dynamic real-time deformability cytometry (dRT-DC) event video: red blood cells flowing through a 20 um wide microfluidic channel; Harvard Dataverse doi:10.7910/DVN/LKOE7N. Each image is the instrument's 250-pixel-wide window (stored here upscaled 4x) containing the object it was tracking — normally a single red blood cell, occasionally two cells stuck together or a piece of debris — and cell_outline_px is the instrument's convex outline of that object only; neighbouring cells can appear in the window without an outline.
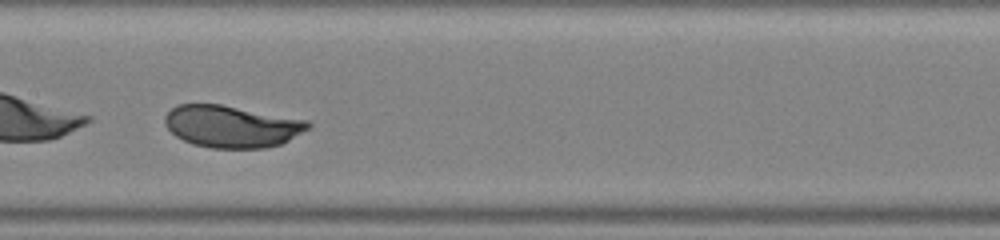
{"species": "human", "species_latin": "Homo sapiens", "temperature_condition": "warm", "stored_images_in_passage": 31, "camera_frame_rate_fps": 3000, "um_per_image_px": 0.085, "donor": {"sex": "male"}, "frame": {"image": 1, "passage_image": 15, "time_ms": 4.667, "image_size_px": [1000, 240], "cell_outline_px": [[312, 124], [308, 128], [288, 140], [280, 144], [264, 148], [212, 148], [192, 144], [176, 136], [164, 124], [164, 116], [176, 104], [220, 104], [308, 120]], "centroid_in_image_um": [19.66, 10.74], "position_along_channel_um": 187.7, "area_um2": 34.91}}
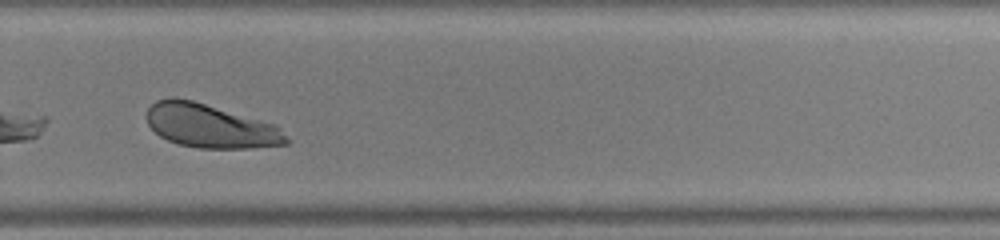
{"frame": {"image": 2, "passage_image": 23, "time_ms": 7.333, "image_size_px": [1000, 240], "cell_outline_px": [[288, 144], [248, 148], [200, 148], [180, 144], [168, 140], [160, 136], [148, 124], [148, 108], [156, 100], [192, 100], [272, 124], [280, 128], [288, 140]], "centroid_in_image_um": [17.89, 10.74], "position_along_channel_um": 311.9, "area_um2": 34.39}}
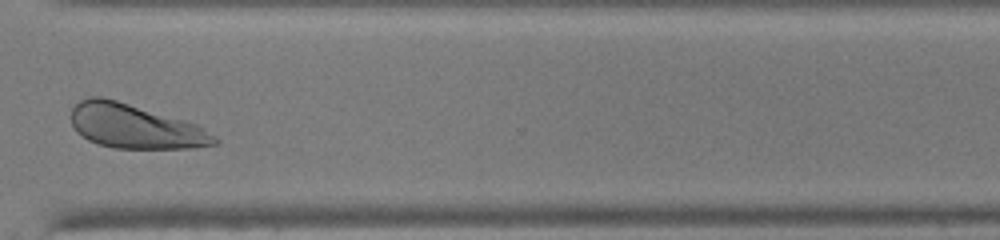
{"frame": {"image": 3, "passage_image": 26, "time_ms": 8.333, "image_size_px": [1000, 240], "cell_outline_px": [[220, 144], [192, 148], [116, 148], [96, 144], [88, 140], [76, 132], [72, 124], [72, 108], [80, 100], [92, 96], [104, 96], [184, 120], [196, 124], [204, 128], [216, 136], [220, 140]], "centroid_in_image_um": [11.49, 10.74], "position_along_channel_um": 359.1, "area_um2": 37.05}}